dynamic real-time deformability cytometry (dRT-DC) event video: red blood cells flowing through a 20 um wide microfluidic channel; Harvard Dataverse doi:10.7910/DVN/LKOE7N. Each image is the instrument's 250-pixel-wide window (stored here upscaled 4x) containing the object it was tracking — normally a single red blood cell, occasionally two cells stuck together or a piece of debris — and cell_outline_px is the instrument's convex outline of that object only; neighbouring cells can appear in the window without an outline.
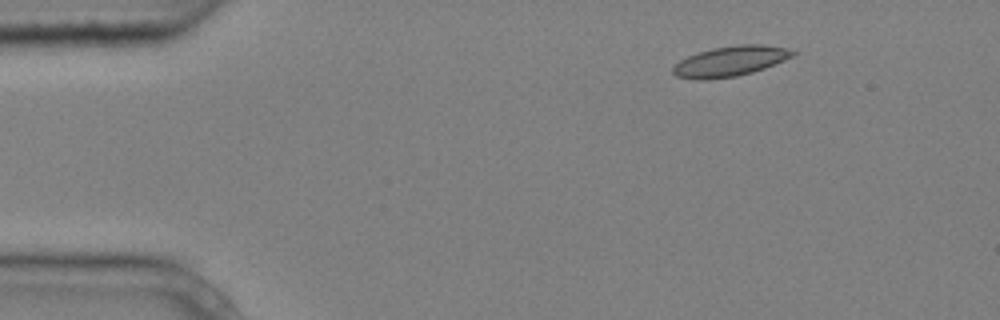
{"species": "common noctule bat (a hibernating species)", "species_latin": "Nyctalus noctula", "temperature_condition": "cold", "stored_images_in_passage": 5, "camera_frame_rate_fps": 3000, "um_per_image_px": 0.085, "animal": {"sex": "male", "body_mass_g": 20.4}, "frame": {"image": 1, "passage_image": 3, "time_ms": 0.667, "image_size_px": [1000, 320], "cell_outline_px": [[796, 52], [792, 56], [784, 60], [764, 68], [752, 72], [736, 76], [708, 80], [700, 80], [676, 76], [672, 72], [672, 68], [680, 60], [688, 56], [712, 48], [740, 44], [764, 44], [788, 48]], "centroid_in_image_um": [62.07, 5.2], "position_along_channel_um": 22.9, "area_um2": 20.98}}